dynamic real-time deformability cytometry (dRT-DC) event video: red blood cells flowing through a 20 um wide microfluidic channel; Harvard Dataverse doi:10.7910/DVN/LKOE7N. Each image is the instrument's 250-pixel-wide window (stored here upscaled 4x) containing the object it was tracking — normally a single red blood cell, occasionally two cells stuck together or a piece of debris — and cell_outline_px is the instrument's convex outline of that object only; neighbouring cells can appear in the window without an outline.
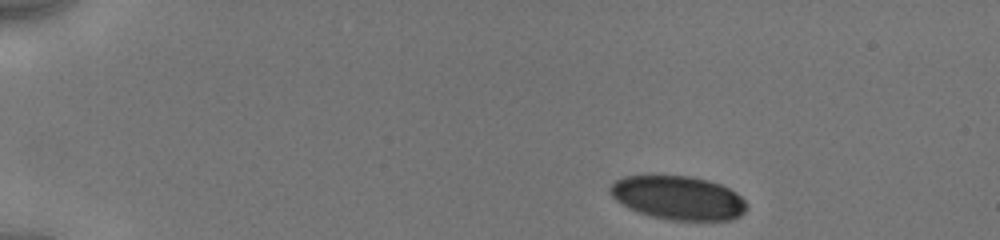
{"species": "human", "species_latin": "Homo sapiens", "temperature_condition": "cold", "stored_images_in_passage": 26, "camera_frame_rate_fps": 3000, "um_per_image_px": 0.085, "donor": {"sex": "male"}, "frame": {"image": 1, "passage_image": 1, "time_ms": 0.0, "image_size_px": [1000, 240], "cell_outline_px": [[748, 204], [744, 212], [740, 216], [732, 220], [672, 220], [652, 216], [640, 212], [616, 200], [608, 192], [608, 188], [616, 180], [624, 176], [692, 176], [708, 180], [720, 184], [736, 192]], "centroid_in_image_um": [57.67, 16.81], "position_along_channel_um": 27.3, "area_um2": 34.62}}
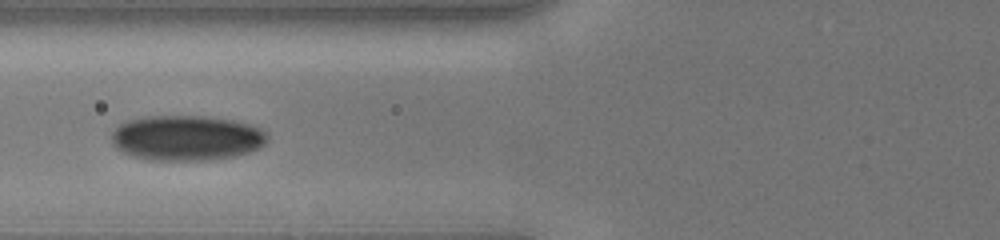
{"frame": {"image": 2, "passage_image": 15, "time_ms": 4.667, "image_size_px": [1000, 240], "cell_outline_px": [[268, 140], [260, 148], [236, 156], [208, 160], [148, 160], [132, 156], [116, 148], [112, 144], [112, 132], [120, 124], [128, 120], [152, 116], [204, 116], [232, 120], [248, 124], [260, 128], [268, 132]], "centroid_in_image_um": [15.88, 11.73], "position_along_channel_um": 109.9, "area_um2": 41.15}}
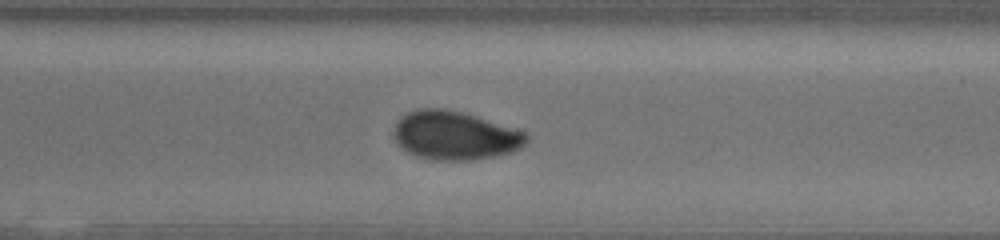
{"frame": {"image": 3, "passage_image": 26, "time_ms": 10.333, "image_size_px": [1000, 240], "cell_outline_px": [[528, 140], [524, 144], [508, 152], [492, 156], [468, 160], [436, 160], [416, 156], [408, 152], [396, 144], [392, 136], [392, 132], [400, 116], [408, 112], [420, 108], [444, 108], [464, 112], [524, 132], [528, 136]], "centroid_in_image_um": [38.57, 11.5], "position_along_channel_um": 332.0, "area_um2": 37.34}}